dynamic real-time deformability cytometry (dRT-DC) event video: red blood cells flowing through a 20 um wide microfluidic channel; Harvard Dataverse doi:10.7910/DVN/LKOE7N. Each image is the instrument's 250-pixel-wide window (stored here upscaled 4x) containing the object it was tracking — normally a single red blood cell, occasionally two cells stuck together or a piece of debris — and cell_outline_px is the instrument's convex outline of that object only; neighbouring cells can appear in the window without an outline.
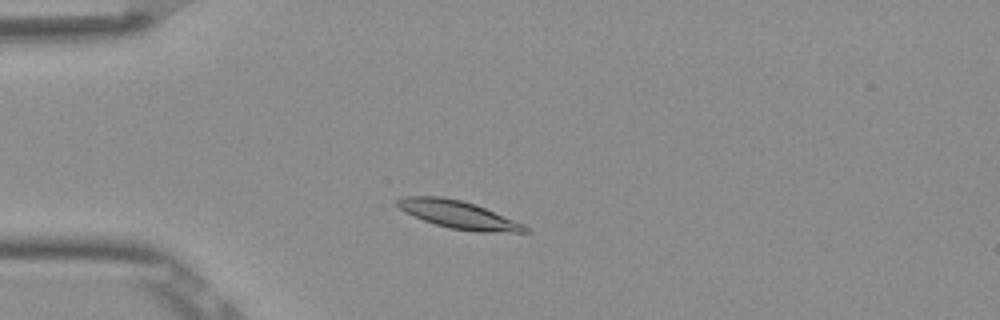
{"species": "Egyptian fruit bat (a non-hibernating species)", "species_latin": "Rousettus aegyptiacus", "temperature_condition": "room temperature", "stored_images_in_passage": 48, "camera_frame_rate_fps": 3000, "um_per_image_px": 0.085, "frame": {"image": 1, "passage_image": 9, "time_ms": 2.667, "image_size_px": [1000, 320], "cell_outline_px": [[532, 232], [476, 232], [452, 228], [436, 224], [424, 220], [404, 212], [396, 204], [396, 200], [400, 196], [444, 196], [476, 204], [524, 224]], "centroid_in_image_um": [38.96, 18.23], "position_along_channel_um": 46.0, "area_um2": 20.69}}
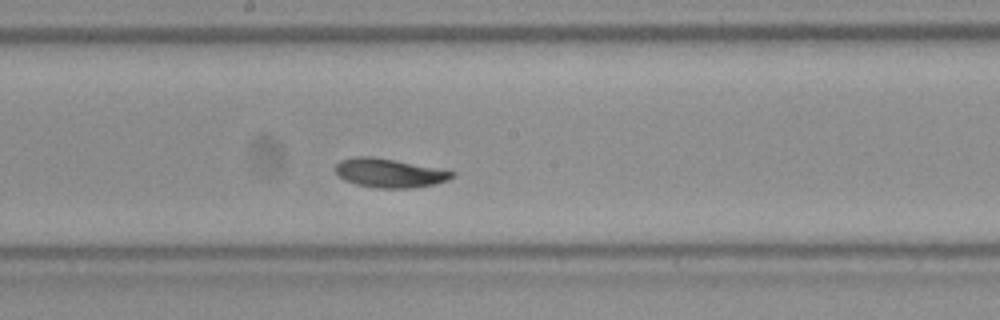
{"frame": {"image": 2, "passage_image": 24, "time_ms": 7.667, "image_size_px": [1000, 320], "cell_outline_px": [[456, 176], [448, 180], [432, 184], [412, 188], [376, 188], [356, 184], [344, 180], [332, 168], [340, 160], [356, 156], [372, 156], [448, 168], [456, 172]], "centroid_in_image_um": [33.17, 14.68], "position_along_channel_um": 215.0, "area_um2": 20.29}}
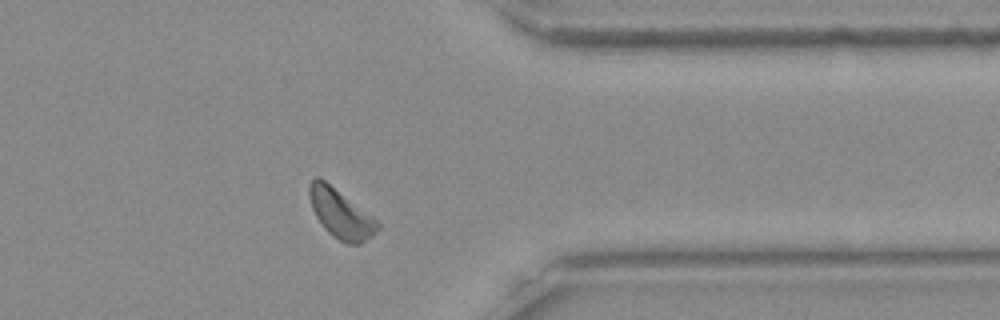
{"frame": {"image": 3, "passage_image": 38, "time_ms": 12.333, "image_size_px": [1000, 320], "cell_outline_px": [[380, 228], [372, 236], [360, 244], [348, 244], [332, 236], [324, 228], [316, 216], [312, 208], [308, 196], [308, 184], [316, 176], [320, 176], [372, 216], [380, 224]], "centroid_in_image_um": [28.93, 18.15], "position_along_channel_um": 382.5, "area_um2": 19.48}, "authors_computed_cell_mechanics": {"area_um2": 19.7387, "velocity_mm_per_s": 3.7938, "shape_relaxation_time_tau1_ms": 2.1983, "shape_relaxation_time_tau2_ms": null, "deformation_change_tau1": 0.1229, "deformation_change_tau2": null}}